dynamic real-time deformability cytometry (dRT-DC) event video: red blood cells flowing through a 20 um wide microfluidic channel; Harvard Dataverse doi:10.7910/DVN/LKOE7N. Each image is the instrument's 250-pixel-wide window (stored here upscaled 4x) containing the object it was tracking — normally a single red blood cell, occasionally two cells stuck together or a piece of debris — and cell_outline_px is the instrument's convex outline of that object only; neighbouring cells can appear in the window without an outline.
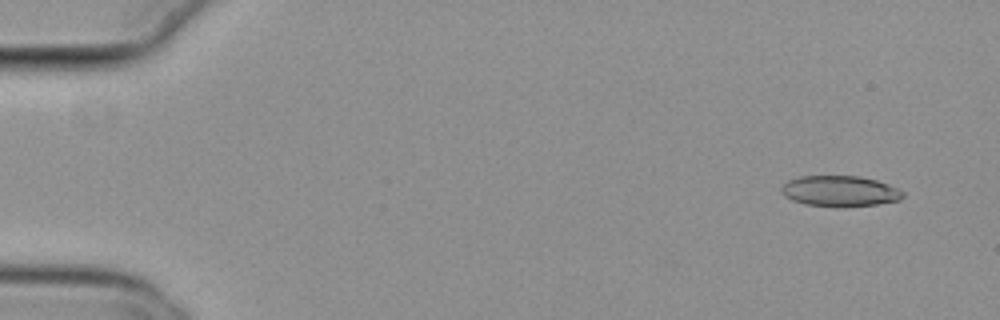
{"species": "common noctule bat (a hibernating species)", "species_latin": "Nyctalus noctula", "temperature_condition": "cold", "stored_images_in_passage": 55, "camera_frame_rate_fps": 3000, "um_per_image_px": 0.085, "animal": {"sex": "female", "body_mass_g": 29.2, "forearm_length_mm": 56.3}, "frame": {"image": 1, "passage_image": 4, "time_ms": 1.0, "image_size_px": [1000, 320], "cell_outline_px": [[904, 196], [900, 200], [876, 204], [844, 208], [840, 208], [804, 204], [792, 200], [784, 196], [780, 192], [780, 188], [788, 180], [800, 176], [860, 176], [876, 180], [888, 184], [904, 192]], "centroid_in_image_um": [71.37, 16.26], "position_along_channel_um": 13.6, "area_um2": 22.08}}
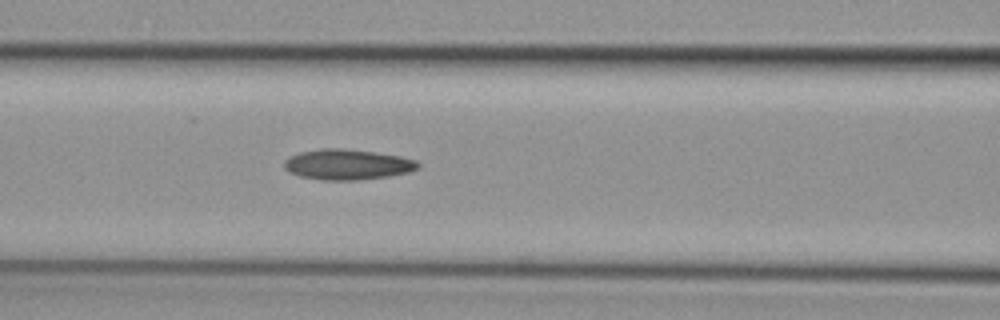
{"frame": {"image": 2, "passage_image": 24, "time_ms": 7.667, "image_size_px": [1000, 320], "cell_outline_px": [[420, 168], [408, 172], [388, 176], [360, 180], [320, 180], [300, 176], [288, 172], [284, 168], [284, 160], [288, 156], [300, 152], [324, 148], [344, 148], [400, 156], [416, 160], [420, 164]], "centroid_in_image_um": [29.5, 13.98], "position_along_channel_um": 137.1, "area_um2": 23.87}}
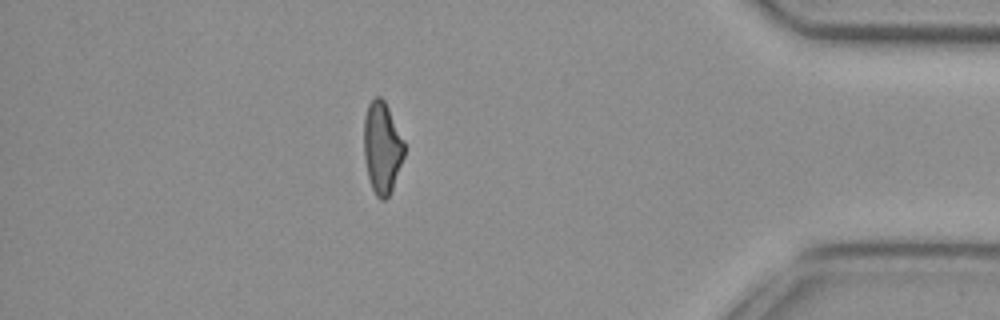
{"frame": {"image": 3, "passage_image": 48, "time_ms": 15.667, "image_size_px": [1000, 320], "cell_outline_px": [[404, 156], [392, 188], [388, 196], [384, 200], [380, 200], [376, 196], [372, 188], [368, 176], [364, 156], [364, 116], [368, 104], [376, 96], [380, 96], [384, 100], [404, 140]], "centroid_in_image_um": [32.46, 12.54], "position_along_channel_um": 402.7, "area_um2": 21.39}, "authors_computed_cell_mechanics": {"area_um2": 22.4842, "velocity_mm_per_s": 3.8246, "shape_relaxation_time_tau1_ms": 7.5895, "shape_relaxation_time_tau2_ms": 3.8034, "deformation_change_tau1": 0.1805, "deformation_change_tau2": 0.1109}}